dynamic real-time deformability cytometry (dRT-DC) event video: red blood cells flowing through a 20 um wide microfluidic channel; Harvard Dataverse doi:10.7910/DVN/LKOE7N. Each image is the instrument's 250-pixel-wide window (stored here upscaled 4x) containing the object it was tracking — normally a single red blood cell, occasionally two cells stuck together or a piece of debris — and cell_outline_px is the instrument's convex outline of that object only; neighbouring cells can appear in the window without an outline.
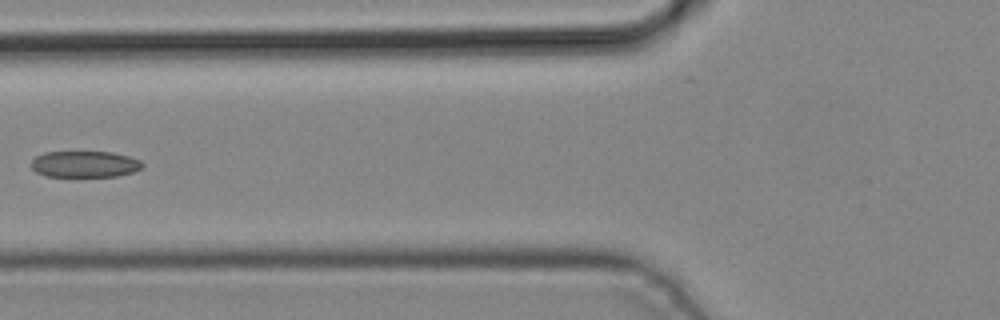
{"species": "common noctule bat (a hibernating species)", "species_latin": "Nyctalus noctula", "temperature_condition": "cold", "stored_images_in_passage": 5, "camera_frame_rate_fps": 3000, "um_per_image_px": 0.085, "animal": {"sex": "male", "body_mass_g": 19.2, "forearm_length_mm": 51.8}, "frame": {"image": 1, "passage_image": 5, "time_ms": 1.333, "image_size_px": [1000, 320], "cell_outline_px": [[144, 164], [140, 168], [132, 172], [116, 176], [44, 176], [36, 172], [28, 164], [36, 156], [44, 152], [112, 152], [128, 156], [140, 160]], "centroid_in_image_um": [7.15, 13.95], "position_along_channel_um": 118.6, "area_um2": 17.05}}